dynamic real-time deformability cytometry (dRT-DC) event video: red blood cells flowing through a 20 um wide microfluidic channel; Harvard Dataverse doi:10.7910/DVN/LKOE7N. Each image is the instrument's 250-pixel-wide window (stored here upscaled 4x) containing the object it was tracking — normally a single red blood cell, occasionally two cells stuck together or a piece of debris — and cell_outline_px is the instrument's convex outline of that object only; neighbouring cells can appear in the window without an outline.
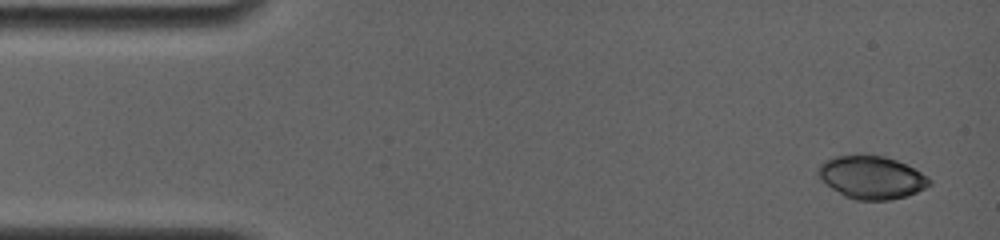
{"species": "common noctule bat (a hibernating species)", "species_latin": "Nyctalus noctula", "temperature_condition": "room temperature", "stored_images_in_passage": 5, "camera_frame_rate_fps": 4000, "um_per_image_px": 0.085, "animal": {"sex": "female", "body_mass_g": 19.0, "forearm_length_mm": 56.7}, "frame": {"image": 1, "passage_image": 1, "time_ms": 0.0, "image_size_px": [1000, 240], "cell_outline_px": [[932, 184], [908, 196], [888, 200], [856, 200], [844, 196], [820, 180], [816, 176], [816, 168], [824, 160], [836, 156], [884, 156], [896, 160], [928, 176], [932, 180]], "centroid_in_image_um": [74.05, 15.09], "position_along_channel_um": 11.0, "area_um2": 27.74}}
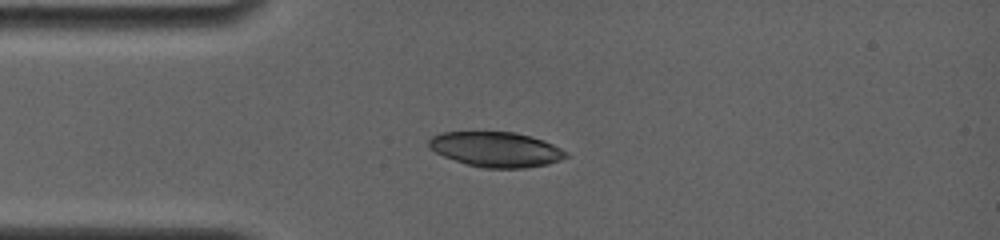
{"frame": {"image": 2, "passage_image": 5, "time_ms": 3.25, "image_size_px": [1000, 240], "cell_outline_px": [[568, 156], [560, 160], [548, 164], [524, 168], [484, 168], [464, 164], [444, 156], [436, 152], [428, 144], [428, 140], [432, 136], [440, 132], [516, 132], [544, 140], [568, 152]], "centroid_in_image_um": [42.17, 12.7], "position_along_channel_um": 42.8, "area_um2": 28.03}}